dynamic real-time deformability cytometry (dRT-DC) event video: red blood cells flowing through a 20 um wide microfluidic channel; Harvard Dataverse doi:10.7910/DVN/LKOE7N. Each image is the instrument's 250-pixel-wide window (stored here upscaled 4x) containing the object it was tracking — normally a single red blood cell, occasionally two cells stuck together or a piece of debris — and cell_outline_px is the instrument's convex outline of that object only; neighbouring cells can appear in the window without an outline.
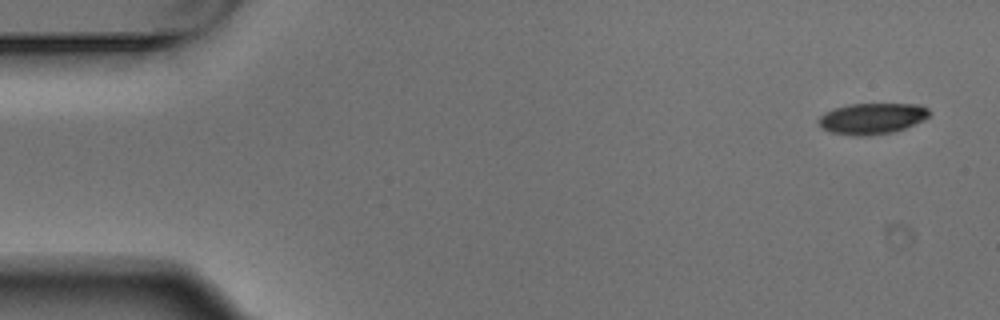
{"species": "Egyptian fruit bat (a non-hibernating species)", "species_latin": "Rousettus aegyptiacus", "temperature_condition": "warm", "stored_images_in_passage": 6, "camera_frame_rate_fps": 3000, "um_per_image_px": 0.085, "animal": {"sex": "male"}, "frame": {"image": 1, "passage_image": 1, "time_ms": 0.0, "image_size_px": [1000, 320], "cell_outline_px": [[932, 112], [924, 120], [904, 128], [892, 132], [868, 136], [856, 136], [828, 132], [820, 128], [816, 120], [824, 112], [832, 108], [848, 104], [920, 104], [928, 108]], "centroid_in_image_um": [74.07, 10.07], "position_along_channel_um": 10.9, "area_um2": 20.4}}
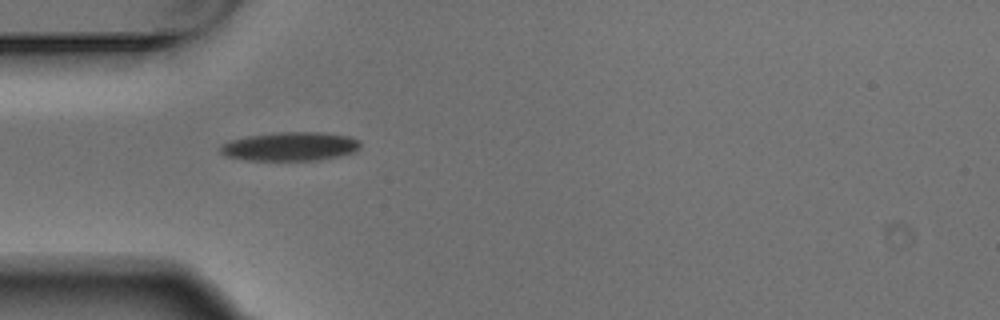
{"frame": {"image": 2, "passage_image": 5, "time_ms": 1.333, "image_size_px": [1000, 320], "cell_outline_px": [[360, 148], [356, 152], [340, 156], [320, 160], [244, 160], [224, 156], [220, 152], [220, 148], [224, 144], [232, 140], [248, 136], [280, 132], [320, 132], [348, 136], [360, 140]], "centroid_in_image_um": [24.71, 12.46], "position_along_channel_um": 60.3, "area_um2": 23.52}}
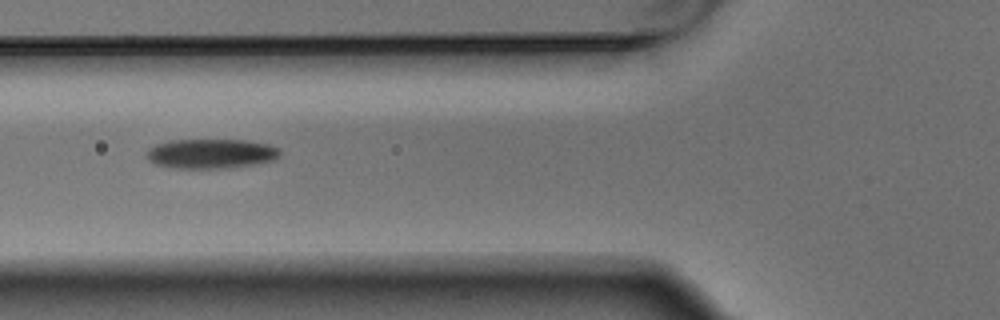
{"frame": {"image": 3, "passage_image": 6, "time_ms": 1.667, "image_size_px": [1000, 320], "cell_outline_px": [[280, 152], [272, 160], [252, 164], [224, 168], [172, 168], [156, 164], [148, 160], [144, 156], [144, 152], [148, 148], [156, 144], [172, 140], [244, 140], [268, 144], [280, 148]], "centroid_in_image_um": [17.85, 13.05], "position_along_channel_um": 108.0, "area_um2": 22.95}}